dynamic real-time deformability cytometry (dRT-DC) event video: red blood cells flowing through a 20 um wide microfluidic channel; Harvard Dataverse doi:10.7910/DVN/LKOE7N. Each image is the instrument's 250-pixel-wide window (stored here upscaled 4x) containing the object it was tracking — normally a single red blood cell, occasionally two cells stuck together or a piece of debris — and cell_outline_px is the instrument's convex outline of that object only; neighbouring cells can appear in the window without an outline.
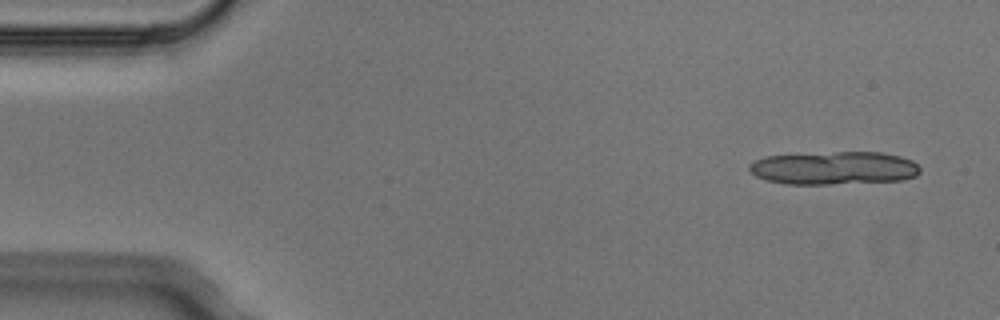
{"species": "Egyptian fruit bat (a non-hibernating species)", "species_latin": "Rousettus aegyptiacus", "temperature_condition": "cold", "stored_images_in_passage": 4, "camera_frame_rate_fps": 3000, "um_per_image_px": 0.085, "animal": {"sex": "male"}, "frame": {"image": 1, "passage_image": 1, "time_ms": 0.0, "image_size_px": [1000, 320], "cell_outline_px": [[920, 172], [916, 176], [904, 180], [828, 184], [784, 184], [768, 180], [756, 176], [748, 168], [748, 164], [764, 156], [836, 152], [880, 152], [900, 156], [912, 160], [920, 168]], "centroid_in_image_um": [70.9, 14.28], "position_along_channel_um": 14.1, "area_um2": 32.95}}